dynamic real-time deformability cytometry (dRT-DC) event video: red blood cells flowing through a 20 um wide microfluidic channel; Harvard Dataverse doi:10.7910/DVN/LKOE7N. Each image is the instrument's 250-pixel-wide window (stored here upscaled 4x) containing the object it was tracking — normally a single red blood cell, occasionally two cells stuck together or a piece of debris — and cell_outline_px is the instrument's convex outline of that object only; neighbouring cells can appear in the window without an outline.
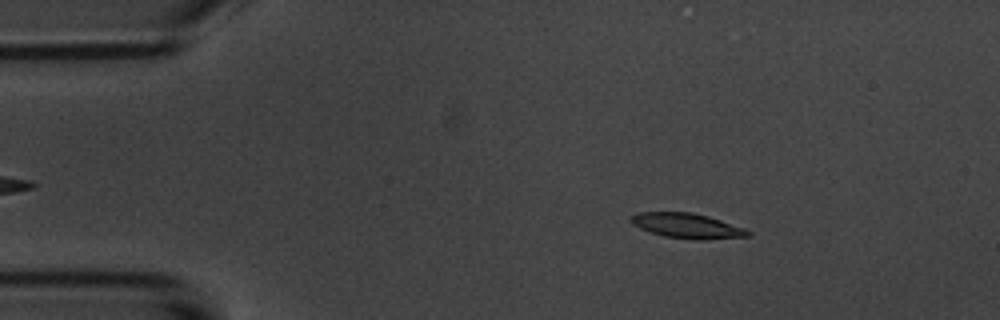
{"species": "common noctule bat (a hibernating species)", "species_latin": "Nyctalus noctula", "temperature_condition": "room temperature", "stored_images_in_passage": 3, "camera_frame_rate_fps": 3000, "um_per_image_px": 0.085, "animal": {"sex": "male", "body_mass_g": 20.1, "forearm_length_mm": 53.5}, "frame": {"image": 1, "passage_image": 2, "time_ms": 1.0, "image_size_px": [1000, 320], "cell_outline_px": [[752, 236], [704, 240], [696, 240], [664, 236], [640, 228], [632, 224], [628, 220], [632, 216], [640, 212], [692, 212], [708, 216], [744, 228], [752, 232]], "centroid_in_image_um": [58.43, 19.2], "position_along_channel_um": 26.6, "area_um2": 17.05}}